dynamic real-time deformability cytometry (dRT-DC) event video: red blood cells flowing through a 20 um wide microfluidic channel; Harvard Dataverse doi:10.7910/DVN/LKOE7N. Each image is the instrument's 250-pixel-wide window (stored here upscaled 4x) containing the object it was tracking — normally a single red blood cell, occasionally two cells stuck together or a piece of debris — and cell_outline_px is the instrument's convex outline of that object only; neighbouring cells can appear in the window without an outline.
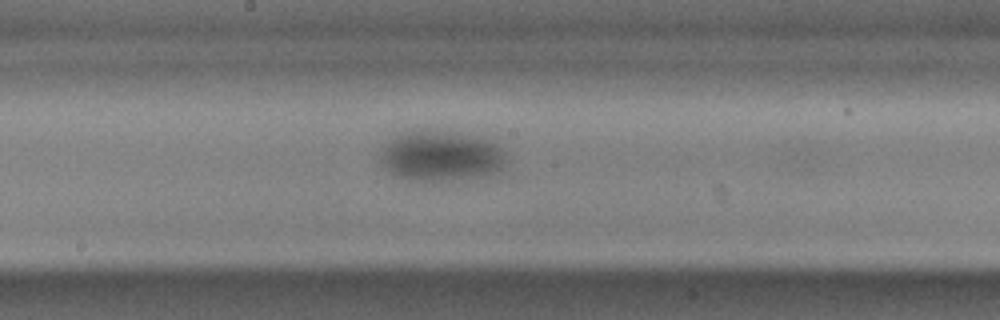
{"species": "common noctule bat (a hibernating species)", "species_latin": "Nyctalus noctula", "temperature_condition": "cold", "stored_images_in_passage": 30, "camera_frame_rate_fps": 3000, "um_per_image_px": 0.085, "animal": {"sex": "male", "body_mass_g": 17.9, "forearm_length_mm": 54.2}, "frame": {"image": 1, "passage_image": 20, "time_ms": 6.333, "image_size_px": [1000, 320], "cell_outline_px": [[508, 160], [496, 172], [484, 176], [432, 180], [420, 180], [400, 176], [384, 168], [380, 160], [384, 148], [396, 136], [404, 132], [444, 128], [472, 136], [496, 144], [504, 152]], "centroid_in_image_um": [37.51, 13.22], "position_along_channel_um": 210.7, "area_um2": 36.18}}